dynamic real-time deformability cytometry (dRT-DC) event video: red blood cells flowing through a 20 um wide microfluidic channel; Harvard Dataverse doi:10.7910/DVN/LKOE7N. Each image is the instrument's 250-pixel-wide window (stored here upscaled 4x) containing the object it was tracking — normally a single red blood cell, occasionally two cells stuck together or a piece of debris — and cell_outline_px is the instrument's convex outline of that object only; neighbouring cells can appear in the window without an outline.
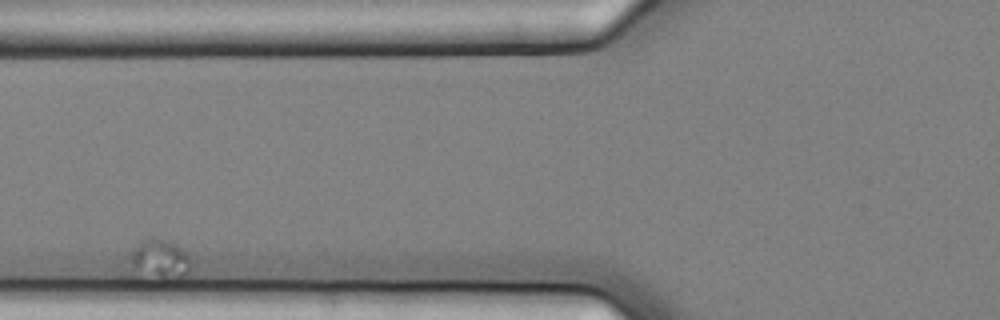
{"species": "common noctule bat (a hibernating species)", "species_latin": "Nyctalus noctula", "temperature_condition": "cold", "stored_images_in_passage": 4, "camera_frame_rate_fps": 3000, "um_per_image_px": 0.085, "animal": {"sex": "female", "body_mass_g": 25.1}, "frame": {"image": 1, "passage_image": 3, "time_ms": 0.667, "image_size_px": [1000, 320], "cell_outline_px": [[188, 276], [184, 280], [132, 280], [120, 276], [128, 256], [140, 240], [152, 236], [160, 236], [176, 244], [188, 256]], "centroid_in_image_um": [13.28, 22.2], "position_along_channel_um": 112.5, "area_um2": 16.76}}